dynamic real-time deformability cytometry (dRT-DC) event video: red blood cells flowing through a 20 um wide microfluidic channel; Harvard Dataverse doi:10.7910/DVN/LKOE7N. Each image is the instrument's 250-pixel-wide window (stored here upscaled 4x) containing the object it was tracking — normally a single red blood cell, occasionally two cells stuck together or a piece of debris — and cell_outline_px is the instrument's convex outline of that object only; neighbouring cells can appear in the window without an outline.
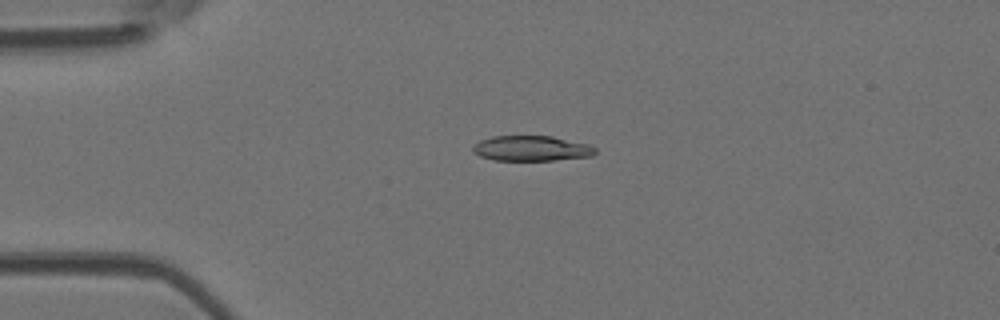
{"species": "Egyptian fruit bat (a non-hibernating species)", "species_latin": "Rousettus aegyptiacus", "temperature_condition": "room temperature", "stored_images_in_passage": 5, "camera_frame_rate_fps": 3000, "um_per_image_px": 0.085, "animal": {"sex": "female"}, "frame": {"image": 1, "passage_image": 3, "time_ms": 0.667, "image_size_px": [1000, 320], "cell_outline_px": [[596, 152], [592, 156], [556, 160], [492, 160], [480, 156], [472, 152], [472, 144], [480, 140], [492, 136], [552, 136], [588, 144], [596, 148]], "centroid_in_image_um": [45.14, 12.61], "position_along_channel_um": 39.9, "area_um2": 18.15}}
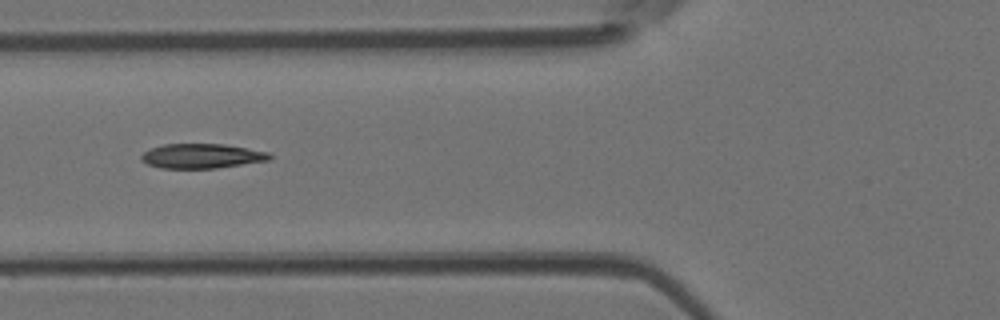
{"frame": {"image": 2, "passage_image": 5, "time_ms": 1.333, "image_size_px": [1000, 320], "cell_outline_px": [[272, 156], [268, 160], [216, 168], [160, 168], [148, 164], [140, 160], [140, 156], [148, 148], [164, 144], [224, 144], [268, 152]], "centroid_in_image_um": [17.08, 13.25], "position_along_channel_um": 108.7, "area_um2": 18.32}}